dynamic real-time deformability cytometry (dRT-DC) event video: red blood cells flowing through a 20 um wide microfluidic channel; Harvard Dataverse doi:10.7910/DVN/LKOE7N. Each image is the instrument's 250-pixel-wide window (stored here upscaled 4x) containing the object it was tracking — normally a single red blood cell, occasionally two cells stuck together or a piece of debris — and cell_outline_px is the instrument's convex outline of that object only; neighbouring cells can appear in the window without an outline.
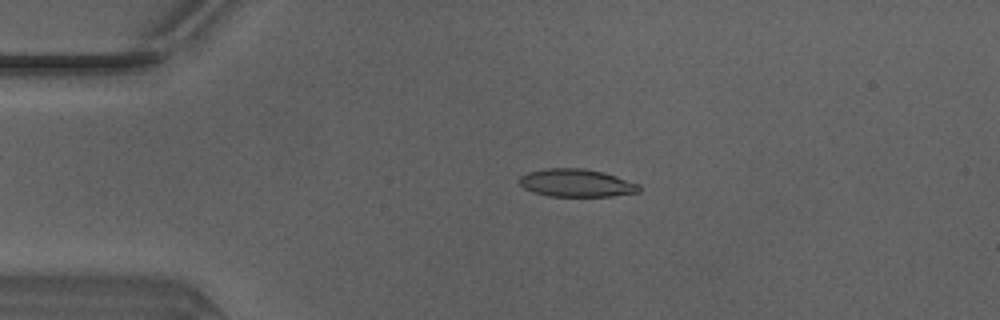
{"species": "Egyptian fruit bat (a non-hibernating species)", "species_latin": "Rousettus aegyptiacus", "temperature_condition": "warm", "stored_images_in_passage": 48, "camera_frame_rate_fps": 3000, "um_per_image_px": 0.085, "animal": {"sex": "male"}, "frame": {"image": 1, "passage_image": 10, "time_ms": 3.0, "image_size_px": [1000, 320], "cell_outline_px": [[640, 192], [612, 196], [548, 196], [532, 192], [524, 188], [520, 184], [520, 176], [528, 172], [544, 168], [580, 168], [604, 172], [640, 184]], "centroid_in_image_um": [49.0, 15.55], "position_along_channel_um": 36.0, "area_um2": 19.48}}
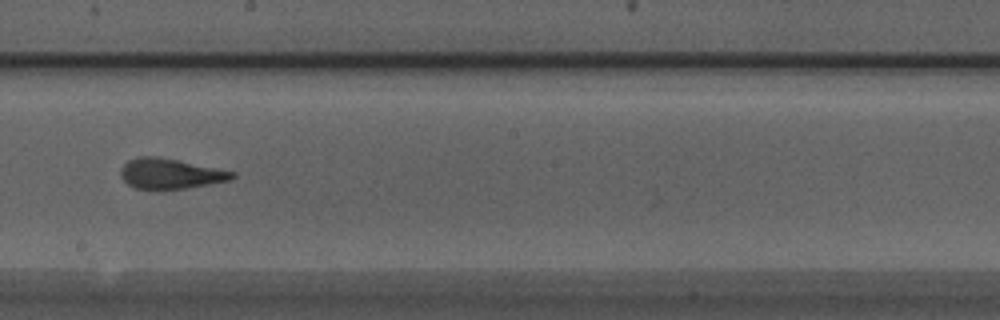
{"frame": {"image": 2, "passage_image": 27, "time_ms": 8.667, "image_size_px": [1000, 320], "cell_outline_px": [[236, 176], [228, 180], [208, 184], [160, 192], [136, 188], [128, 184], [120, 176], [120, 168], [128, 160], [140, 156], [156, 156], [236, 172]], "centroid_in_image_um": [14.41, 14.79], "position_along_channel_um": 233.8, "area_um2": 19.88}}
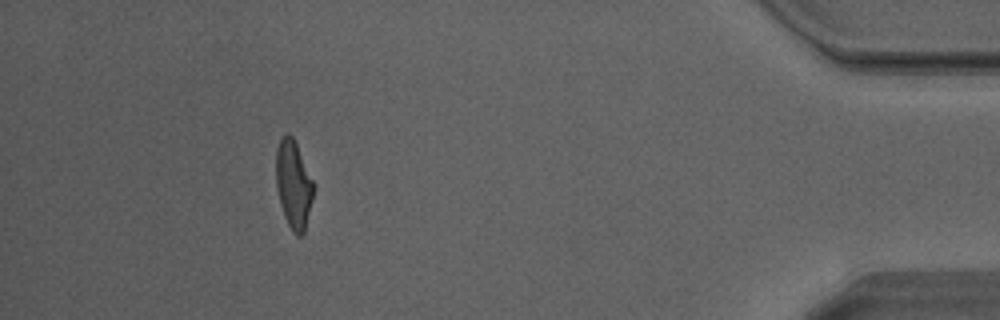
{"frame": {"image": 3, "passage_image": 44, "time_ms": 14.333, "image_size_px": [1000, 320], "cell_outline_px": [[312, 200], [304, 232], [300, 236], [296, 236], [292, 232], [284, 216], [280, 204], [276, 188], [276, 148], [280, 140], [288, 132], [292, 136], [296, 144], [312, 180]], "centroid_in_image_um": [24.91, 15.7], "position_along_channel_um": 410.3, "area_um2": 18.84}, "authors_computed_cell_mechanics": {"area_um2": 19.7676, "velocity_mm_per_s": 4.1691, "shape_relaxation_time_tau1_ms": 10.1137, "shape_relaxation_time_tau2_ms": 1.4601, "deformation_change_tau1": 0.293, "deformation_change_tau2": 0.1018}}